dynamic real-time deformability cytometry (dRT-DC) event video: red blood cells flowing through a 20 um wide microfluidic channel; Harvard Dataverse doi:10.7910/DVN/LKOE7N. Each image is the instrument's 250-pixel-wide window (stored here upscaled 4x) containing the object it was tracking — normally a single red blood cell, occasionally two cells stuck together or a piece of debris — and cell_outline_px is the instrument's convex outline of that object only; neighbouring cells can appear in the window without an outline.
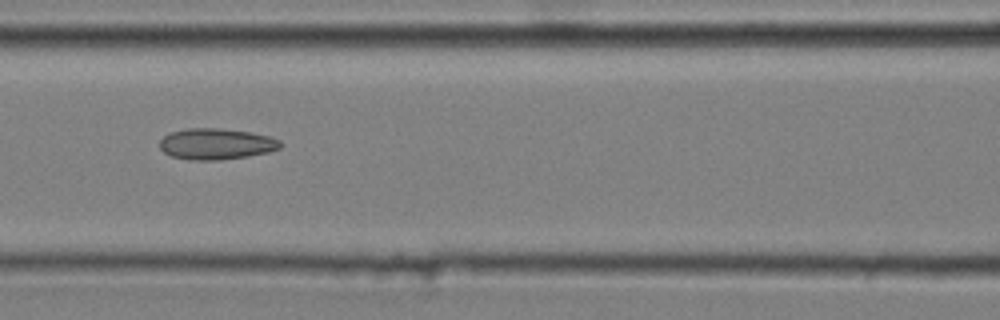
{"species": "common noctule bat (a hibernating species)", "species_latin": "Nyctalus noctula", "temperature_condition": "cold", "stored_images_in_passage": 9, "camera_frame_rate_fps": 3000, "um_per_image_px": 0.085, "animal": {"sex": "male", "body_mass_g": 20.4}, "frame": {"image": 1, "passage_image": 6, "time_ms": 1.667, "image_size_px": [1000, 320], "cell_outline_px": [[284, 144], [280, 148], [268, 152], [248, 156], [220, 160], [188, 160], [172, 156], [164, 152], [160, 148], [160, 140], [164, 136], [172, 132], [188, 128], [220, 128], [252, 132], [272, 136], [280, 140]], "centroid_in_image_um": [18.42, 12.23], "position_along_channel_um": 148.2, "area_um2": 22.08}}
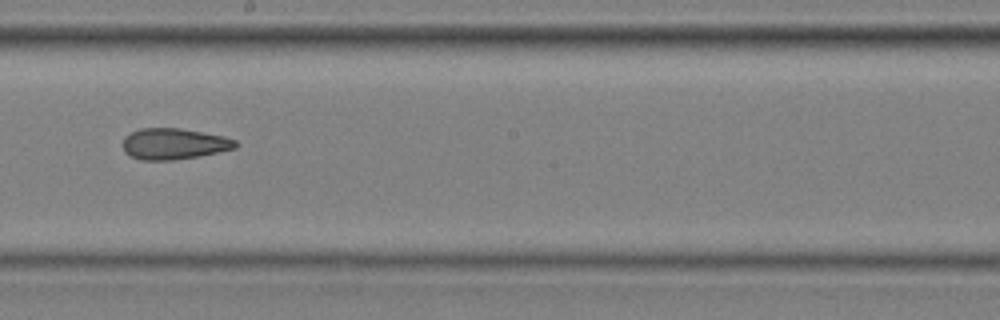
{"frame": {"image": 2, "passage_image": 8, "time_ms": 2.333, "image_size_px": [1000, 320], "cell_outline_px": [[240, 144], [236, 148], [200, 156], [172, 160], [140, 160], [128, 156], [124, 152], [124, 136], [140, 128], [180, 128], [224, 136], [236, 140]], "centroid_in_image_um": [14.79, 12.23], "position_along_channel_um": 233.4, "area_um2": 20.58}}
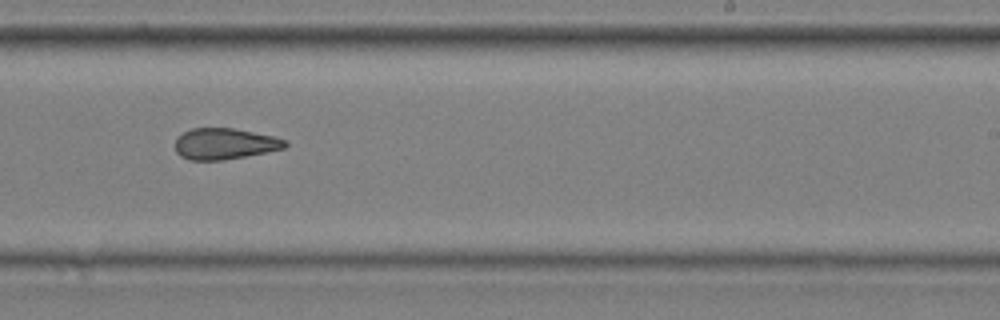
{"frame": {"image": 3, "passage_image": 9, "time_ms": 2.667, "image_size_px": [1000, 320], "cell_outline_px": [[288, 144], [284, 148], [268, 152], [224, 160], [192, 160], [180, 156], [176, 152], [176, 140], [184, 132], [192, 128], [236, 128], [272, 136], [288, 140]], "centroid_in_image_um": [19.13, 12.22], "position_along_channel_um": 269.9, "area_um2": 19.94}}